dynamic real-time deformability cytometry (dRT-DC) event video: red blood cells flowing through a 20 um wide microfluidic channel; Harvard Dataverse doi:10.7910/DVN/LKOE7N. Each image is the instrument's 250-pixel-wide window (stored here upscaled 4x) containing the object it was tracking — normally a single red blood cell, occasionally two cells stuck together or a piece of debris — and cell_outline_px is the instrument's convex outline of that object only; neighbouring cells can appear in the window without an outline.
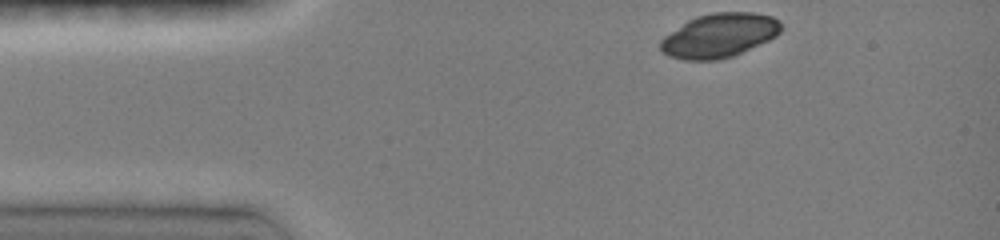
{"species": "common noctule bat (a hibernating species)", "species_latin": "Nyctalus noctula", "temperature_condition": "room temperature", "stored_images_in_passage": 42, "camera_frame_rate_fps": 3000, "um_per_image_px": 0.085, "animal": {"sex": "female", "body_mass_g": 19.0, "forearm_length_mm": 51.5}, "frame": {"image": 1, "passage_image": 1, "time_ms": 0.0, "image_size_px": [1000, 240], "cell_outline_px": [[784, 28], [776, 36], [768, 40], [732, 56], [720, 60], [684, 60], [668, 56], [660, 52], [660, 40], [664, 36], [688, 20], [696, 16], [712, 12], [752, 12], [772, 16], [780, 20], [784, 24]], "centroid_in_image_um": [61.15, 3.01], "position_along_channel_um": 23.9, "area_um2": 31.21}}